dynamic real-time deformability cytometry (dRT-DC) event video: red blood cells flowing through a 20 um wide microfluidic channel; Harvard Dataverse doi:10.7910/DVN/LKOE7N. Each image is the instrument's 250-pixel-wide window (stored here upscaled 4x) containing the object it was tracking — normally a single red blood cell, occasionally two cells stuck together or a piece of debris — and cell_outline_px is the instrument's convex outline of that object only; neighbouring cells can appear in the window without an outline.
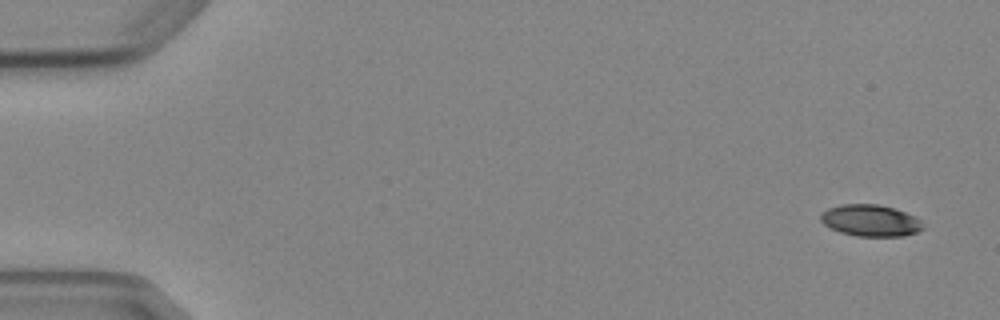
{"species": "Egyptian fruit bat (a non-hibernating species)", "species_latin": "Rousettus aegyptiacus", "temperature_condition": "cold", "stored_images_in_passage": 4, "camera_frame_rate_fps": 3000, "um_per_image_px": 0.085, "animal": {"sex": "female"}, "frame": {"image": 1, "passage_image": 1, "time_ms": 0.0, "image_size_px": [1000, 320], "cell_outline_px": [[924, 228], [916, 232], [904, 236], [856, 236], [840, 232], [824, 224], [820, 220], [820, 216], [828, 208], [840, 204], [880, 204], [904, 212], [920, 220]], "centroid_in_image_um": [73.97, 18.74], "position_along_channel_um": 11.0, "area_um2": 18.67}}
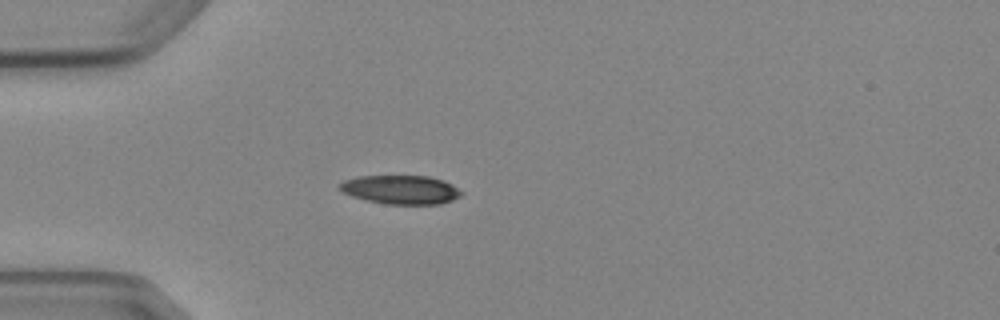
{"frame": {"image": 2, "passage_image": 4, "time_ms": 4.333, "image_size_px": [1000, 320], "cell_outline_px": [[464, 192], [460, 196], [452, 200], [440, 204], [384, 204], [352, 196], [344, 192], [336, 184], [344, 180], [356, 176], [428, 176], [444, 180], [452, 184]], "centroid_in_image_um": [34.07, 16.11], "position_along_channel_um": 50.9, "area_um2": 20.52}}